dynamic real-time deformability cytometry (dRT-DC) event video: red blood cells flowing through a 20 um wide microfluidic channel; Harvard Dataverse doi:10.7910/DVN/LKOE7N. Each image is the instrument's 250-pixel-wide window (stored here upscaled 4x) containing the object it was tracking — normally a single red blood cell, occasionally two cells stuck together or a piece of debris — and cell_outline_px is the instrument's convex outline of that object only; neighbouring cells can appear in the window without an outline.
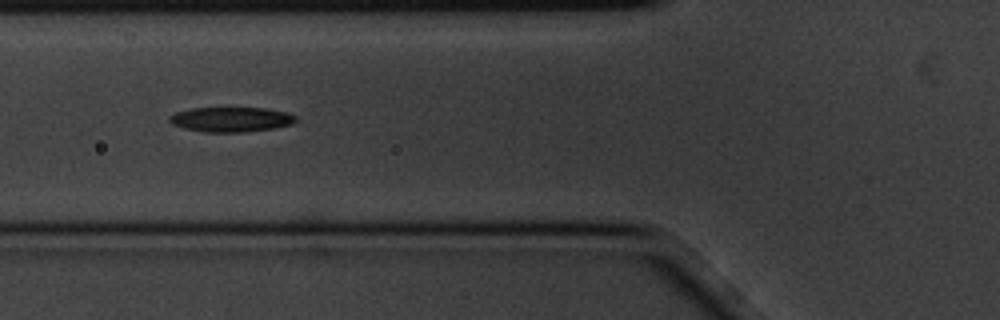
{"species": "common noctule bat (a hibernating species)", "species_latin": "Nyctalus noctula", "temperature_condition": "cold", "stored_images_in_passage": 9, "camera_frame_rate_fps": 3000, "um_per_image_px": 0.085, "animal": {"sex": "male", "body_mass_g": 20.1, "forearm_length_mm": 53.5}, "frame": {"image": 1, "passage_image": 6, "time_ms": 1.667, "image_size_px": [1000, 320], "cell_outline_px": [[296, 120], [292, 124], [276, 128], [244, 132], [204, 132], [184, 128], [172, 124], [168, 120], [168, 116], [176, 112], [192, 108], [268, 108], [284, 112], [296, 116]], "centroid_in_image_um": [19.63, 10.15], "position_along_channel_um": 106.2, "area_um2": 18.32}}
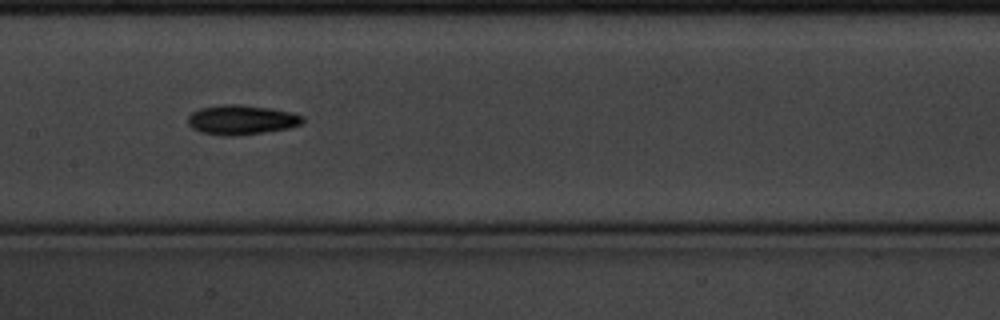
{"frame": {"image": 2, "passage_image": 8, "time_ms": 2.333, "image_size_px": [1000, 320], "cell_outline_px": [[304, 120], [300, 124], [288, 128], [264, 132], [236, 136], [224, 136], [200, 132], [192, 128], [188, 124], [188, 116], [192, 112], [200, 108], [224, 104], [240, 104], [268, 108], [292, 112], [304, 116]], "centroid_in_image_um": [20.51, 10.18], "position_along_channel_um": 186.9, "area_um2": 19.83}}
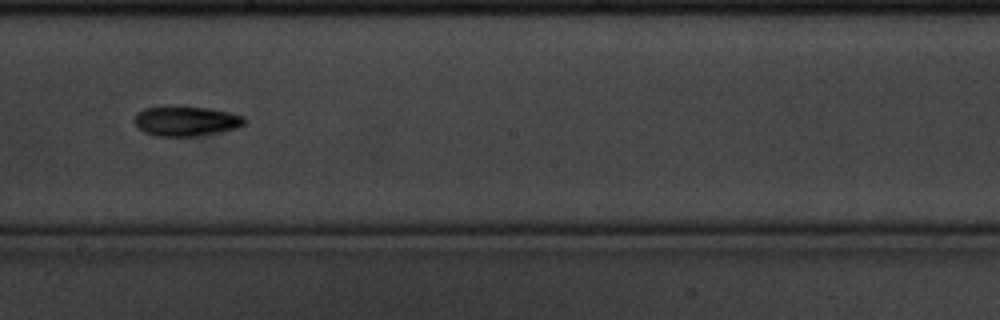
{"frame": {"image": 3, "passage_image": 9, "time_ms": 2.667, "image_size_px": [1000, 320], "cell_outline_px": [[248, 120], [244, 124], [236, 128], [220, 132], [192, 136], [156, 136], [144, 132], [136, 124], [136, 116], [144, 108], [172, 104], [208, 108], [228, 112], [244, 116]], "centroid_in_image_um": [15.84, 10.26], "position_along_channel_um": 232.4, "area_um2": 19.36}}